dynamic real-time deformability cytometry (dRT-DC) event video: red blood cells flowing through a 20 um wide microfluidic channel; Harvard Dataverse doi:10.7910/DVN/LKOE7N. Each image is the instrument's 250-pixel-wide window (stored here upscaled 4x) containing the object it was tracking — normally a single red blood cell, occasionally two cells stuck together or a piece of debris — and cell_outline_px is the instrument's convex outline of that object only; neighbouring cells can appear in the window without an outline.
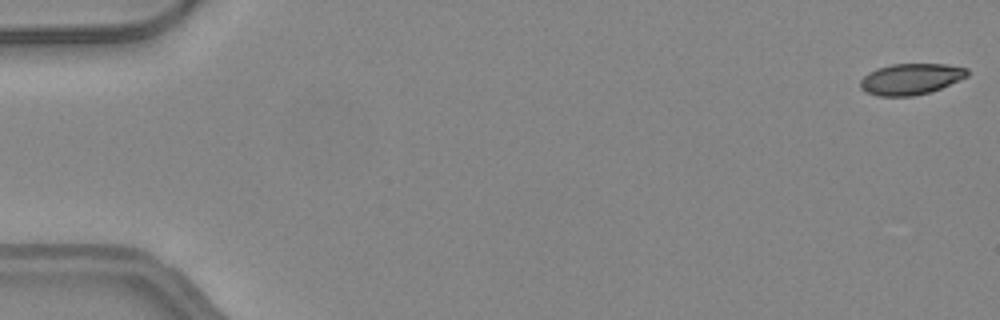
{"species": "common noctule bat (a hibernating species)", "species_latin": "Nyctalus noctula", "temperature_condition": "warm", "stored_images_in_passage": 9, "camera_frame_rate_fps": 3000, "um_per_image_px": 0.085, "animal": {"sex": "female", "body_mass_g": 24.6, "forearm_length_mm": 56.2}, "frame": {"image": 1, "passage_image": 1, "time_ms": 0.0, "image_size_px": [1000, 320], "cell_outline_px": [[968, 76], [940, 88], [928, 92], [912, 96], [876, 96], [864, 92], [860, 88], [860, 80], [868, 72], [876, 68], [892, 64], [944, 64], [968, 68]], "centroid_in_image_um": [77.37, 6.72], "position_along_channel_um": 7.6, "area_um2": 19.42}}